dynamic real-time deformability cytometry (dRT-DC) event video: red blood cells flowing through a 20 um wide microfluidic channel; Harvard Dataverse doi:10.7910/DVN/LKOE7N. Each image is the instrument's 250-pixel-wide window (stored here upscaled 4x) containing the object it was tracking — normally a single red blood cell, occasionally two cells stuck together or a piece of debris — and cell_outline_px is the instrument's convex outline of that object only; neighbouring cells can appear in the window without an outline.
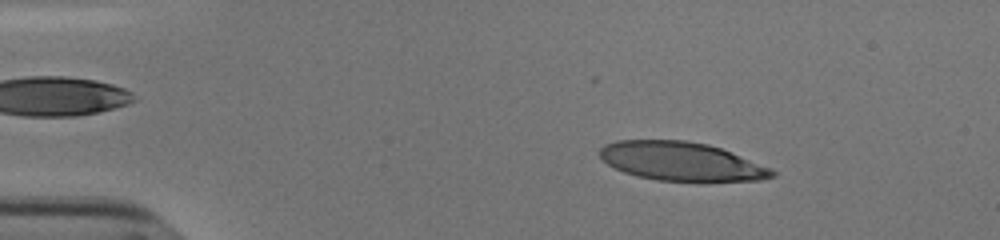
{"species": "human", "species_latin": "Homo sapiens", "temperature_condition": "cold", "stored_images_in_passage": 53, "camera_frame_rate_fps": 3000, "um_per_image_px": 0.085, "donor": {"sex": "male"}, "frame": {"image": 1, "passage_image": 8, "time_ms": 2.333, "image_size_px": [1000, 240], "cell_outline_px": [[776, 176], [760, 180], [656, 180], [624, 172], [608, 164], [600, 156], [600, 148], [604, 144], [616, 140], [684, 140], [708, 144], [720, 148], [772, 168], [776, 172]], "centroid_in_image_um": [57.9, 13.7], "position_along_channel_um": 27.1, "area_um2": 38.32}}
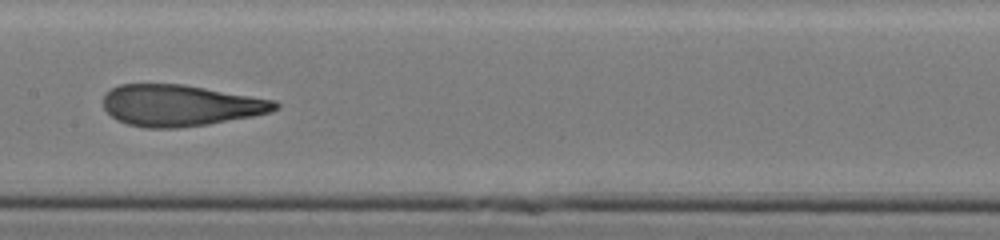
{"frame": {"image": 2, "passage_image": 27, "time_ms": 8.667, "image_size_px": [1000, 240], "cell_outline_px": [[280, 108], [272, 112], [252, 116], [208, 124], [176, 128], [148, 128], [128, 124], [116, 120], [104, 108], [104, 96], [112, 88], [120, 84], [184, 84], [276, 100], [280, 104]], "centroid_in_image_um": [15.37, 8.96], "position_along_channel_um": 192.0, "area_um2": 41.44}}
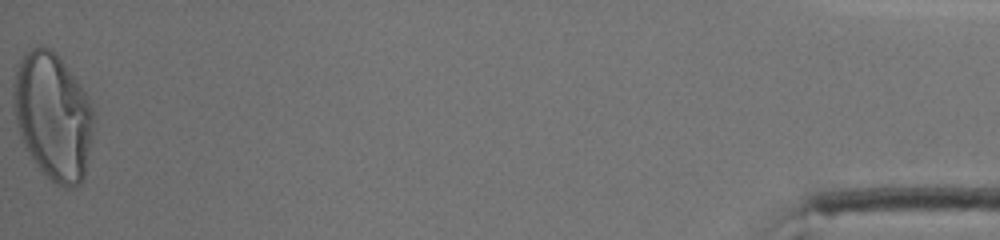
{"frame": {"image": 3, "passage_image": 53, "time_ms": 17.333, "image_size_px": [1000, 240], "cell_outline_px": [[92, 136], [84, 180], [80, 184], [72, 188], [64, 188], [56, 184], [36, 164], [24, 144], [20, 136], [16, 120], [12, 88], [16, 68], [20, 56], [24, 52], [40, 44], [52, 48], [56, 52], [80, 84], [88, 96], [92, 104]], "centroid_in_image_um": [4.5, 9.83], "position_along_channel_um": 430.7, "area_um2": 59.53}, "authors_computed_cell_mechanics": {"area_um2": 41.5004, "velocity_mm_per_s": 3.8169, "shape_relaxation_time_tau1_ms": 5.3001, "shape_relaxation_time_tau2_ms": 1.319, "deformation_change_tau1": 0.2604, "deformation_change_tau2": 0.1053}}